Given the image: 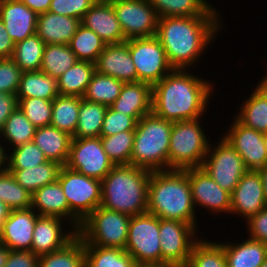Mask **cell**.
Wrapping results in <instances>:
<instances>
[{"instance_id":"cell-54","label":"cell","mask_w":267,"mask_h":267,"mask_svg":"<svg viewBox=\"0 0 267 267\" xmlns=\"http://www.w3.org/2000/svg\"><path fill=\"white\" fill-rule=\"evenodd\" d=\"M37 14L45 13L49 10L51 0H19Z\"/></svg>"},{"instance_id":"cell-9","label":"cell","mask_w":267,"mask_h":267,"mask_svg":"<svg viewBox=\"0 0 267 267\" xmlns=\"http://www.w3.org/2000/svg\"><path fill=\"white\" fill-rule=\"evenodd\" d=\"M127 251L138 266L161 264L159 218L149 212L131 216Z\"/></svg>"},{"instance_id":"cell-6","label":"cell","mask_w":267,"mask_h":267,"mask_svg":"<svg viewBox=\"0 0 267 267\" xmlns=\"http://www.w3.org/2000/svg\"><path fill=\"white\" fill-rule=\"evenodd\" d=\"M201 118L173 122L169 140L168 170L201 168L209 148Z\"/></svg>"},{"instance_id":"cell-58","label":"cell","mask_w":267,"mask_h":267,"mask_svg":"<svg viewBox=\"0 0 267 267\" xmlns=\"http://www.w3.org/2000/svg\"><path fill=\"white\" fill-rule=\"evenodd\" d=\"M9 251L10 250L5 245L0 243V267H4V265L6 264Z\"/></svg>"},{"instance_id":"cell-11","label":"cell","mask_w":267,"mask_h":267,"mask_svg":"<svg viewBox=\"0 0 267 267\" xmlns=\"http://www.w3.org/2000/svg\"><path fill=\"white\" fill-rule=\"evenodd\" d=\"M125 42L129 46L137 72V82H145L153 86L173 70L156 36L134 38Z\"/></svg>"},{"instance_id":"cell-42","label":"cell","mask_w":267,"mask_h":267,"mask_svg":"<svg viewBox=\"0 0 267 267\" xmlns=\"http://www.w3.org/2000/svg\"><path fill=\"white\" fill-rule=\"evenodd\" d=\"M45 45L37 34L30 36L15 44L12 59L23 72L39 71Z\"/></svg>"},{"instance_id":"cell-48","label":"cell","mask_w":267,"mask_h":267,"mask_svg":"<svg viewBox=\"0 0 267 267\" xmlns=\"http://www.w3.org/2000/svg\"><path fill=\"white\" fill-rule=\"evenodd\" d=\"M22 73L12 58L0 59V92L17 94Z\"/></svg>"},{"instance_id":"cell-56","label":"cell","mask_w":267,"mask_h":267,"mask_svg":"<svg viewBox=\"0 0 267 267\" xmlns=\"http://www.w3.org/2000/svg\"><path fill=\"white\" fill-rule=\"evenodd\" d=\"M12 209L4 202L0 201V230L3 228L4 223L8 219Z\"/></svg>"},{"instance_id":"cell-1","label":"cell","mask_w":267,"mask_h":267,"mask_svg":"<svg viewBox=\"0 0 267 267\" xmlns=\"http://www.w3.org/2000/svg\"><path fill=\"white\" fill-rule=\"evenodd\" d=\"M190 71L173 69L152 86L153 114L171 122L202 118L206 114L214 84Z\"/></svg>"},{"instance_id":"cell-36","label":"cell","mask_w":267,"mask_h":267,"mask_svg":"<svg viewBox=\"0 0 267 267\" xmlns=\"http://www.w3.org/2000/svg\"><path fill=\"white\" fill-rule=\"evenodd\" d=\"M39 267H85V246L77 235L65 247L39 256Z\"/></svg>"},{"instance_id":"cell-39","label":"cell","mask_w":267,"mask_h":267,"mask_svg":"<svg viewBox=\"0 0 267 267\" xmlns=\"http://www.w3.org/2000/svg\"><path fill=\"white\" fill-rule=\"evenodd\" d=\"M77 61V57L69 45L46 44L40 71L58 79Z\"/></svg>"},{"instance_id":"cell-32","label":"cell","mask_w":267,"mask_h":267,"mask_svg":"<svg viewBox=\"0 0 267 267\" xmlns=\"http://www.w3.org/2000/svg\"><path fill=\"white\" fill-rule=\"evenodd\" d=\"M61 165L54 161L27 169H7L12 173L17 183L30 193L57 180Z\"/></svg>"},{"instance_id":"cell-13","label":"cell","mask_w":267,"mask_h":267,"mask_svg":"<svg viewBox=\"0 0 267 267\" xmlns=\"http://www.w3.org/2000/svg\"><path fill=\"white\" fill-rule=\"evenodd\" d=\"M110 2L113 4L125 41L156 36L159 17L148 0H112Z\"/></svg>"},{"instance_id":"cell-44","label":"cell","mask_w":267,"mask_h":267,"mask_svg":"<svg viewBox=\"0 0 267 267\" xmlns=\"http://www.w3.org/2000/svg\"><path fill=\"white\" fill-rule=\"evenodd\" d=\"M32 193L19 185L8 170L0 173V201L12 210L31 208Z\"/></svg>"},{"instance_id":"cell-2","label":"cell","mask_w":267,"mask_h":267,"mask_svg":"<svg viewBox=\"0 0 267 267\" xmlns=\"http://www.w3.org/2000/svg\"><path fill=\"white\" fill-rule=\"evenodd\" d=\"M221 17H160L156 37L173 69H190L220 32ZM205 51V52H204Z\"/></svg>"},{"instance_id":"cell-3","label":"cell","mask_w":267,"mask_h":267,"mask_svg":"<svg viewBox=\"0 0 267 267\" xmlns=\"http://www.w3.org/2000/svg\"><path fill=\"white\" fill-rule=\"evenodd\" d=\"M195 211L197 210L192 199L188 169L151 172L147 212L160 219L189 223L200 230Z\"/></svg>"},{"instance_id":"cell-8","label":"cell","mask_w":267,"mask_h":267,"mask_svg":"<svg viewBox=\"0 0 267 267\" xmlns=\"http://www.w3.org/2000/svg\"><path fill=\"white\" fill-rule=\"evenodd\" d=\"M130 218V215L99 206L81 222L77 230L78 236L84 242V246L125 250Z\"/></svg>"},{"instance_id":"cell-12","label":"cell","mask_w":267,"mask_h":267,"mask_svg":"<svg viewBox=\"0 0 267 267\" xmlns=\"http://www.w3.org/2000/svg\"><path fill=\"white\" fill-rule=\"evenodd\" d=\"M198 230L189 223L159 218L161 264L186 267Z\"/></svg>"},{"instance_id":"cell-18","label":"cell","mask_w":267,"mask_h":267,"mask_svg":"<svg viewBox=\"0 0 267 267\" xmlns=\"http://www.w3.org/2000/svg\"><path fill=\"white\" fill-rule=\"evenodd\" d=\"M266 206L263 184L257 171L248 170L231 194L230 214L246 220L262 211Z\"/></svg>"},{"instance_id":"cell-52","label":"cell","mask_w":267,"mask_h":267,"mask_svg":"<svg viewBox=\"0 0 267 267\" xmlns=\"http://www.w3.org/2000/svg\"><path fill=\"white\" fill-rule=\"evenodd\" d=\"M17 107L18 100L16 94L0 92V131Z\"/></svg>"},{"instance_id":"cell-31","label":"cell","mask_w":267,"mask_h":267,"mask_svg":"<svg viewBox=\"0 0 267 267\" xmlns=\"http://www.w3.org/2000/svg\"><path fill=\"white\" fill-rule=\"evenodd\" d=\"M94 72L95 63L77 61L57 79L58 94L83 97Z\"/></svg>"},{"instance_id":"cell-51","label":"cell","mask_w":267,"mask_h":267,"mask_svg":"<svg viewBox=\"0 0 267 267\" xmlns=\"http://www.w3.org/2000/svg\"><path fill=\"white\" fill-rule=\"evenodd\" d=\"M4 267H39V256L32 251L10 250Z\"/></svg>"},{"instance_id":"cell-37","label":"cell","mask_w":267,"mask_h":267,"mask_svg":"<svg viewBox=\"0 0 267 267\" xmlns=\"http://www.w3.org/2000/svg\"><path fill=\"white\" fill-rule=\"evenodd\" d=\"M123 84V81L95 71L82 98L110 107L120 95Z\"/></svg>"},{"instance_id":"cell-38","label":"cell","mask_w":267,"mask_h":267,"mask_svg":"<svg viewBox=\"0 0 267 267\" xmlns=\"http://www.w3.org/2000/svg\"><path fill=\"white\" fill-rule=\"evenodd\" d=\"M85 267H138L124 249L85 246Z\"/></svg>"},{"instance_id":"cell-14","label":"cell","mask_w":267,"mask_h":267,"mask_svg":"<svg viewBox=\"0 0 267 267\" xmlns=\"http://www.w3.org/2000/svg\"><path fill=\"white\" fill-rule=\"evenodd\" d=\"M82 175L103 180L114 164L103 149L100 137L72 139L66 165Z\"/></svg>"},{"instance_id":"cell-30","label":"cell","mask_w":267,"mask_h":267,"mask_svg":"<svg viewBox=\"0 0 267 267\" xmlns=\"http://www.w3.org/2000/svg\"><path fill=\"white\" fill-rule=\"evenodd\" d=\"M58 95L57 79L40 70L22 73L17 99L36 97L53 100Z\"/></svg>"},{"instance_id":"cell-5","label":"cell","mask_w":267,"mask_h":267,"mask_svg":"<svg viewBox=\"0 0 267 267\" xmlns=\"http://www.w3.org/2000/svg\"><path fill=\"white\" fill-rule=\"evenodd\" d=\"M172 124L152 112L144 115L135 128L130 164L150 171L168 170Z\"/></svg>"},{"instance_id":"cell-53","label":"cell","mask_w":267,"mask_h":267,"mask_svg":"<svg viewBox=\"0 0 267 267\" xmlns=\"http://www.w3.org/2000/svg\"><path fill=\"white\" fill-rule=\"evenodd\" d=\"M14 46V42L10 38L3 21L0 19V59L12 58Z\"/></svg>"},{"instance_id":"cell-61","label":"cell","mask_w":267,"mask_h":267,"mask_svg":"<svg viewBox=\"0 0 267 267\" xmlns=\"http://www.w3.org/2000/svg\"><path fill=\"white\" fill-rule=\"evenodd\" d=\"M264 148H265L266 153H267V134H264Z\"/></svg>"},{"instance_id":"cell-21","label":"cell","mask_w":267,"mask_h":267,"mask_svg":"<svg viewBox=\"0 0 267 267\" xmlns=\"http://www.w3.org/2000/svg\"><path fill=\"white\" fill-rule=\"evenodd\" d=\"M95 71L124 83L137 82V72L126 42L106 44L95 62Z\"/></svg>"},{"instance_id":"cell-62","label":"cell","mask_w":267,"mask_h":267,"mask_svg":"<svg viewBox=\"0 0 267 267\" xmlns=\"http://www.w3.org/2000/svg\"><path fill=\"white\" fill-rule=\"evenodd\" d=\"M260 267H267V259L263 262V264Z\"/></svg>"},{"instance_id":"cell-29","label":"cell","mask_w":267,"mask_h":267,"mask_svg":"<svg viewBox=\"0 0 267 267\" xmlns=\"http://www.w3.org/2000/svg\"><path fill=\"white\" fill-rule=\"evenodd\" d=\"M228 267H260L267 259V244L247 238L238 243H223Z\"/></svg>"},{"instance_id":"cell-43","label":"cell","mask_w":267,"mask_h":267,"mask_svg":"<svg viewBox=\"0 0 267 267\" xmlns=\"http://www.w3.org/2000/svg\"><path fill=\"white\" fill-rule=\"evenodd\" d=\"M135 131H123L111 136H100L108 158L114 165L130 164Z\"/></svg>"},{"instance_id":"cell-26","label":"cell","mask_w":267,"mask_h":267,"mask_svg":"<svg viewBox=\"0 0 267 267\" xmlns=\"http://www.w3.org/2000/svg\"><path fill=\"white\" fill-rule=\"evenodd\" d=\"M256 85L234 117L244 126L267 134V88L261 81Z\"/></svg>"},{"instance_id":"cell-7","label":"cell","mask_w":267,"mask_h":267,"mask_svg":"<svg viewBox=\"0 0 267 267\" xmlns=\"http://www.w3.org/2000/svg\"><path fill=\"white\" fill-rule=\"evenodd\" d=\"M69 204V223L79 229L94 210L102 204V182L99 179L82 175L67 166H61L58 178Z\"/></svg>"},{"instance_id":"cell-57","label":"cell","mask_w":267,"mask_h":267,"mask_svg":"<svg viewBox=\"0 0 267 267\" xmlns=\"http://www.w3.org/2000/svg\"><path fill=\"white\" fill-rule=\"evenodd\" d=\"M257 172L260 175L261 180H262L266 206H267V163L262 168L258 169Z\"/></svg>"},{"instance_id":"cell-23","label":"cell","mask_w":267,"mask_h":267,"mask_svg":"<svg viewBox=\"0 0 267 267\" xmlns=\"http://www.w3.org/2000/svg\"><path fill=\"white\" fill-rule=\"evenodd\" d=\"M111 107L132 116L138 122L144 115L151 113L152 85L140 81L124 83Z\"/></svg>"},{"instance_id":"cell-50","label":"cell","mask_w":267,"mask_h":267,"mask_svg":"<svg viewBox=\"0 0 267 267\" xmlns=\"http://www.w3.org/2000/svg\"><path fill=\"white\" fill-rule=\"evenodd\" d=\"M248 238L267 244V207L246 220Z\"/></svg>"},{"instance_id":"cell-10","label":"cell","mask_w":267,"mask_h":267,"mask_svg":"<svg viewBox=\"0 0 267 267\" xmlns=\"http://www.w3.org/2000/svg\"><path fill=\"white\" fill-rule=\"evenodd\" d=\"M218 143L209 145L208 152L201 168L224 190L233 193L241 177L248 171L244 160L230 145L221 137Z\"/></svg>"},{"instance_id":"cell-28","label":"cell","mask_w":267,"mask_h":267,"mask_svg":"<svg viewBox=\"0 0 267 267\" xmlns=\"http://www.w3.org/2000/svg\"><path fill=\"white\" fill-rule=\"evenodd\" d=\"M158 17H221L208 0H148Z\"/></svg>"},{"instance_id":"cell-40","label":"cell","mask_w":267,"mask_h":267,"mask_svg":"<svg viewBox=\"0 0 267 267\" xmlns=\"http://www.w3.org/2000/svg\"><path fill=\"white\" fill-rule=\"evenodd\" d=\"M68 45L78 61L95 63L106 43L91 29L80 24Z\"/></svg>"},{"instance_id":"cell-33","label":"cell","mask_w":267,"mask_h":267,"mask_svg":"<svg viewBox=\"0 0 267 267\" xmlns=\"http://www.w3.org/2000/svg\"><path fill=\"white\" fill-rule=\"evenodd\" d=\"M107 106L81 97L78 123L73 139L100 137Z\"/></svg>"},{"instance_id":"cell-49","label":"cell","mask_w":267,"mask_h":267,"mask_svg":"<svg viewBox=\"0 0 267 267\" xmlns=\"http://www.w3.org/2000/svg\"><path fill=\"white\" fill-rule=\"evenodd\" d=\"M97 0H51L49 10L52 13L78 18L82 20L84 14Z\"/></svg>"},{"instance_id":"cell-16","label":"cell","mask_w":267,"mask_h":267,"mask_svg":"<svg viewBox=\"0 0 267 267\" xmlns=\"http://www.w3.org/2000/svg\"><path fill=\"white\" fill-rule=\"evenodd\" d=\"M188 177L196 209V206H200L212 214H230L231 194L222 189L202 168H188Z\"/></svg>"},{"instance_id":"cell-19","label":"cell","mask_w":267,"mask_h":267,"mask_svg":"<svg viewBox=\"0 0 267 267\" xmlns=\"http://www.w3.org/2000/svg\"><path fill=\"white\" fill-rule=\"evenodd\" d=\"M38 216L32 208L12 210L0 230V243L9 250L31 251L33 231Z\"/></svg>"},{"instance_id":"cell-25","label":"cell","mask_w":267,"mask_h":267,"mask_svg":"<svg viewBox=\"0 0 267 267\" xmlns=\"http://www.w3.org/2000/svg\"><path fill=\"white\" fill-rule=\"evenodd\" d=\"M73 137L67 132L48 125L36 129L33 142L41 149L48 161L65 166Z\"/></svg>"},{"instance_id":"cell-60","label":"cell","mask_w":267,"mask_h":267,"mask_svg":"<svg viewBox=\"0 0 267 267\" xmlns=\"http://www.w3.org/2000/svg\"><path fill=\"white\" fill-rule=\"evenodd\" d=\"M266 71H267V67H266ZM267 88V72L266 75L263 76V78H261L260 80Z\"/></svg>"},{"instance_id":"cell-22","label":"cell","mask_w":267,"mask_h":267,"mask_svg":"<svg viewBox=\"0 0 267 267\" xmlns=\"http://www.w3.org/2000/svg\"><path fill=\"white\" fill-rule=\"evenodd\" d=\"M38 14L19 0H0V19L14 44L36 34Z\"/></svg>"},{"instance_id":"cell-20","label":"cell","mask_w":267,"mask_h":267,"mask_svg":"<svg viewBox=\"0 0 267 267\" xmlns=\"http://www.w3.org/2000/svg\"><path fill=\"white\" fill-rule=\"evenodd\" d=\"M81 24L95 32L106 44L125 42V37L108 0H97L84 14Z\"/></svg>"},{"instance_id":"cell-55","label":"cell","mask_w":267,"mask_h":267,"mask_svg":"<svg viewBox=\"0 0 267 267\" xmlns=\"http://www.w3.org/2000/svg\"><path fill=\"white\" fill-rule=\"evenodd\" d=\"M0 142V173L7 171L8 169V154L7 148H4L5 145Z\"/></svg>"},{"instance_id":"cell-27","label":"cell","mask_w":267,"mask_h":267,"mask_svg":"<svg viewBox=\"0 0 267 267\" xmlns=\"http://www.w3.org/2000/svg\"><path fill=\"white\" fill-rule=\"evenodd\" d=\"M31 208L39 216H56L69 222V204L58 180L32 193Z\"/></svg>"},{"instance_id":"cell-47","label":"cell","mask_w":267,"mask_h":267,"mask_svg":"<svg viewBox=\"0 0 267 267\" xmlns=\"http://www.w3.org/2000/svg\"><path fill=\"white\" fill-rule=\"evenodd\" d=\"M137 121L129 115L107 108L100 136H111L123 131H135Z\"/></svg>"},{"instance_id":"cell-46","label":"cell","mask_w":267,"mask_h":267,"mask_svg":"<svg viewBox=\"0 0 267 267\" xmlns=\"http://www.w3.org/2000/svg\"><path fill=\"white\" fill-rule=\"evenodd\" d=\"M17 100L18 107L36 128L51 124L53 100H46L36 97Z\"/></svg>"},{"instance_id":"cell-17","label":"cell","mask_w":267,"mask_h":267,"mask_svg":"<svg viewBox=\"0 0 267 267\" xmlns=\"http://www.w3.org/2000/svg\"><path fill=\"white\" fill-rule=\"evenodd\" d=\"M64 221L68 223L67 220L56 216H38L31 251L41 256L57 251L71 242L78 235V231L71 224L67 230L65 227L63 229Z\"/></svg>"},{"instance_id":"cell-45","label":"cell","mask_w":267,"mask_h":267,"mask_svg":"<svg viewBox=\"0 0 267 267\" xmlns=\"http://www.w3.org/2000/svg\"><path fill=\"white\" fill-rule=\"evenodd\" d=\"M8 169H27L48 161L41 149L32 141L9 150Z\"/></svg>"},{"instance_id":"cell-24","label":"cell","mask_w":267,"mask_h":267,"mask_svg":"<svg viewBox=\"0 0 267 267\" xmlns=\"http://www.w3.org/2000/svg\"><path fill=\"white\" fill-rule=\"evenodd\" d=\"M81 20L69 16H61L50 11L38 14L36 34L45 44L68 45Z\"/></svg>"},{"instance_id":"cell-34","label":"cell","mask_w":267,"mask_h":267,"mask_svg":"<svg viewBox=\"0 0 267 267\" xmlns=\"http://www.w3.org/2000/svg\"><path fill=\"white\" fill-rule=\"evenodd\" d=\"M81 97L58 95L52 101V126L73 136L78 123Z\"/></svg>"},{"instance_id":"cell-41","label":"cell","mask_w":267,"mask_h":267,"mask_svg":"<svg viewBox=\"0 0 267 267\" xmlns=\"http://www.w3.org/2000/svg\"><path fill=\"white\" fill-rule=\"evenodd\" d=\"M186 267H228L222 242L200 237L192 247Z\"/></svg>"},{"instance_id":"cell-4","label":"cell","mask_w":267,"mask_h":267,"mask_svg":"<svg viewBox=\"0 0 267 267\" xmlns=\"http://www.w3.org/2000/svg\"><path fill=\"white\" fill-rule=\"evenodd\" d=\"M150 170L114 165L102 182L101 207L135 216L147 212Z\"/></svg>"},{"instance_id":"cell-15","label":"cell","mask_w":267,"mask_h":267,"mask_svg":"<svg viewBox=\"0 0 267 267\" xmlns=\"http://www.w3.org/2000/svg\"><path fill=\"white\" fill-rule=\"evenodd\" d=\"M223 138L244 160L248 170L257 171L267 163L264 134L241 124L235 117Z\"/></svg>"},{"instance_id":"cell-59","label":"cell","mask_w":267,"mask_h":267,"mask_svg":"<svg viewBox=\"0 0 267 267\" xmlns=\"http://www.w3.org/2000/svg\"><path fill=\"white\" fill-rule=\"evenodd\" d=\"M138 267H180L174 264H152V265H140Z\"/></svg>"},{"instance_id":"cell-35","label":"cell","mask_w":267,"mask_h":267,"mask_svg":"<svg viewBox=\"0 0 267 267\" xmlns=\"http://www.w3.org/2000/svg\"><path fill=\"white\" fill-rule=\"evenodd\" d=\"M36 127L26 118L22 110L17 107L11 116L6 120L3 129L0 131V140L7 142V150L24 145L33 141ZM5 139V140H4ZM9 144V145H8Z\"/></svg>"}]
</instances>
